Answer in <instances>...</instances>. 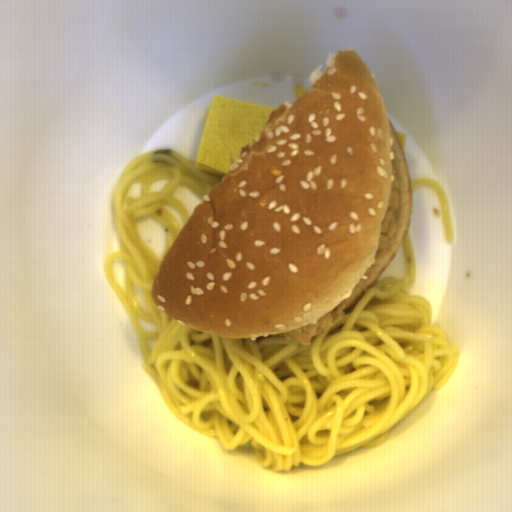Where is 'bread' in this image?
<instances>
[{"mask_svg":"<svg viewBox=\"0 0 512 512\" xmlns=\"http://www.w3.org/2000/svg\"><path fill=\"white\" fill-rule=\"evenodd\" d=\"M308 82L201 195L159 263L152 299L173 321L235 340L282 338L354 307L404 242L411 179L376 79L351 47ZM396 179L397 233L381 250Z\"/></svg>","mask_w":512,"mask_h":512,"instance_id":"bread-1","label":"bread"}]
</instances>
